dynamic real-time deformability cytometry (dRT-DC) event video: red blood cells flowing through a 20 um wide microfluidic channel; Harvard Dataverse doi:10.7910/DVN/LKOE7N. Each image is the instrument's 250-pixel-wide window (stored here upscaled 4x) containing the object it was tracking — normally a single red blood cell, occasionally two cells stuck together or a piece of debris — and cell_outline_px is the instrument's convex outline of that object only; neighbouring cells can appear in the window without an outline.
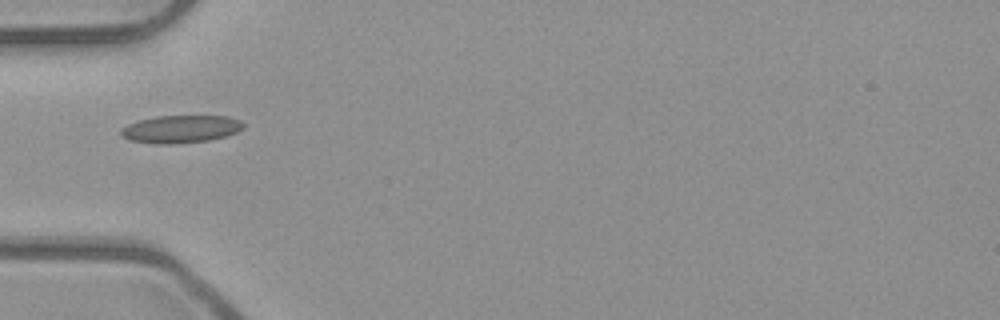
{"species": "common noctule bat (a hibernating species)", "species_latin": "Nyctalus noctula", "temperature_condition": "room temperature", "stored_images_in_passage": 36, "camera_frame_rate_fps": 3000, "um_per_image_px": 0.085, "animal": {"sex": "male", "body_mass_g": 23.1, "forearm_length_mm": 52.7}, "frame": {"image": 1, "passage_image": 1, "time_ms": 0.0, "image_size_px": [1000, 320], "cell_outline_px": [[244, 128], [228, 136], [208, 140], [176, 144], [156, 144], [128, 140], [120, 132], [120, 128], [128, 124], [140, 120], [156, 116], [228, 116], [240, 120], [244, 124]], "centroid_in_image_um": [15.37, 10.97], "position_along_channel_um": 69.6, "area_um2": 19.83}}
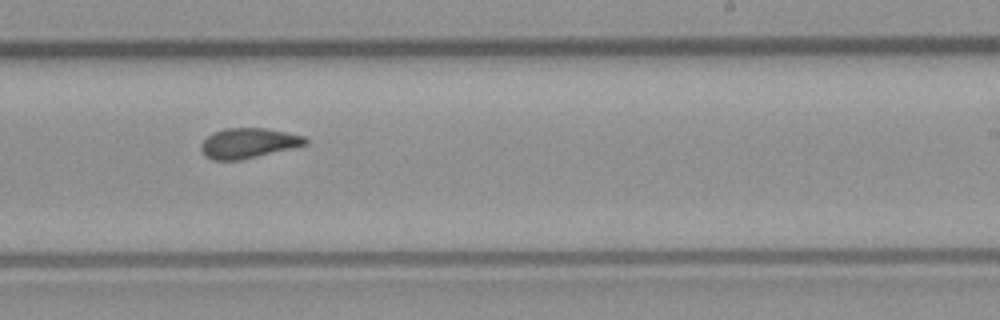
{"frame": {"image": 2, "passage_image": 16, "time_ms": 5.0, "image_size_px": [1000, 320], "cell_outline_px": [[308, 140], [304, 144], [240, 160], [212, 160], [204, 156], [200, 148], [204, 140], [212, 132], [224, 128], [268, 128], [304, 136]], "centroid_in_image_um": [21.03, 12.15], "position_along_channel_um": 268.0, "area_um2": 17.98}}
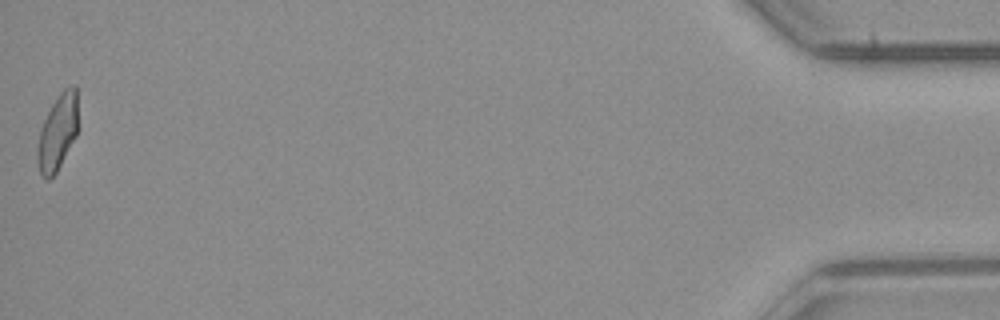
{"frame": {"image": 3, "passage_image": 36, "time_ms": 11.667, "image_size_px": [1000, 320], "cell_outline_px": [[76, 136], [56, 172], [48, 180], [44, 180], [40, 176], [36, 156], [36, 148], [40, 128], [52, 104], [60, 92], [64, 88], [72, 84], [76, 84]], "centroid_in_image_um": [4.85, 11.28], "position_along_channel_um": 430.3, "area_um2": 17.86}, "authors_computed_cell_mechanics": {"area_um2": 18.1492, "velocity_mm_per_s": 3.9399, "shape_relaxation_time_tau1_ms": 11.0584, "shape_relaxation_time_tau2_ms": 1.3021, "deformation_change_tau1": 0.2427, "deformation_change_tau2": 0.0741}}